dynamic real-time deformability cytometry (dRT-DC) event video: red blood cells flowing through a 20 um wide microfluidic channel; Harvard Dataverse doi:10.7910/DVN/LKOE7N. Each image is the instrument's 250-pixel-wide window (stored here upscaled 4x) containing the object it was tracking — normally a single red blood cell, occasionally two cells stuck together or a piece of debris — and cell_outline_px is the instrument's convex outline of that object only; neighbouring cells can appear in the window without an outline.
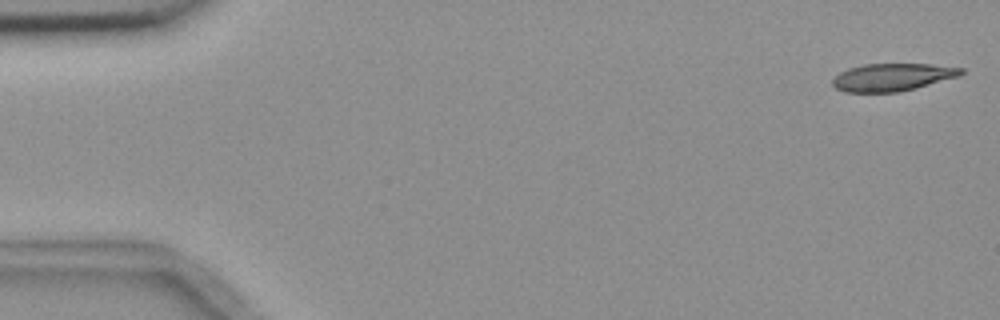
{"species": "common noctule bat (a hibernating species)", "species_latin": "Nyctalus noctula", "temperature_condition": "room temperature", "stored_images_in_passage": 10, "camera_frame_rate_fps": 3000, "um_per_image_px": 0.085, "animal": {"sex": "female", "body_mass_g": 18.4}, "frame": {"image": 1, "passage_image": 1, "time_ms": 0.0, "image_size_px": [1000, 320], "cell_outline_px": [[964, 72], [960, 76], [916, 88], [896, 92], [844, 92], [836, 88], [832, 84], [832, 80], [840, 72], [848, 68], [864, 64], [932, 64], [964, 68]], "centroid_in_image_um": [75.87, 6.55], "position_along_channel_um": 9.1, "area_um2": 20.69}}
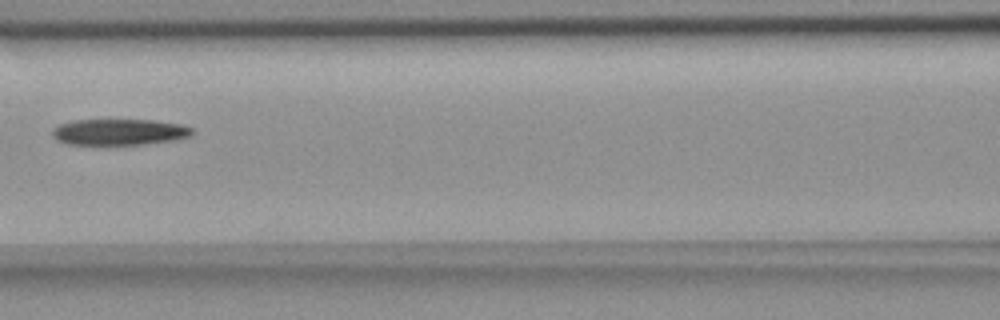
{"frame": {"image": 2, "passage_image": 7, "time_ms": 7.667, "image_size_px": [1000, 320], "cell_outline_px": [[196, 132], [192, 136], [176, 140], [112, 148], [96, 148], [64, 144], [56, 140], [52, 136], [52, 132], [60, 124], [72, 120], [152, 120], [180, 124], [196, 128]], "centroid_in_image_um": [10.13, 11.29], "position_along_channel_um": 156.5, "area_um2": 22.89}}
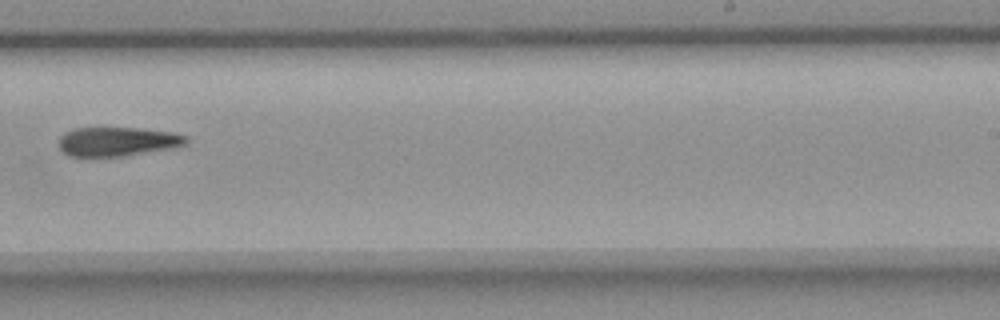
{"frame": {"image": 3, "passage_image": 10, "time_ms": 11.0, "image_size_px": [1000, 320], "cell_outline_px": [[188, 144], [172, 148], [124, 156], [68, 156], [60, 148], [60, 136], [64, 132], [72, 128], [140, 128], [172, 132], [188, 136]], "centroid_in_image_um": [10.01, 12.02], "position_along_channel_um": 279.0, "area_um2": 21.68}}